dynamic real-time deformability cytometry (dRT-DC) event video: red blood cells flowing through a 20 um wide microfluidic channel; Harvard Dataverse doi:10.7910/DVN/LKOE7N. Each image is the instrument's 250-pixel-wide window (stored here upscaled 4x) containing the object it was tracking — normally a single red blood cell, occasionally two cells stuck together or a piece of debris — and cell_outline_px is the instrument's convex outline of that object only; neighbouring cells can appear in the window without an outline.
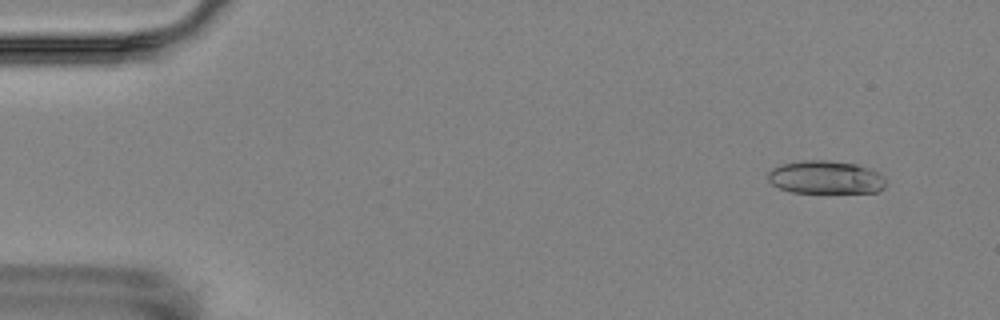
{"species": "Egyptian fruit bat (a non-hibernating species)", "species_latin": "Rousettus aegyptiacus", "temperature_condition": "room temperature", "stored_images_in_passage": 6, "camera_frame_rate_fps": 3000, "um_per_image_px": 0.085, "animal": {"sex": "female"}, "frame": {"image": 1, "passage_image": 2, "time_ms": 1.0, "image_size_px": [1000, 320], "cell_outline_px": [[884, 188], [876, 192], [792, 192], [780, 188], [772, 184], [768, 180], [768, 172], [772, 168], [784, 164], [800, 160], [828, 160], [856, 164], [872, 168], [884, 176]], "centroid_in_image_um": [70.19, 15.06], "position_along_channel_um": 14.8, "area_um2": 22.72}}
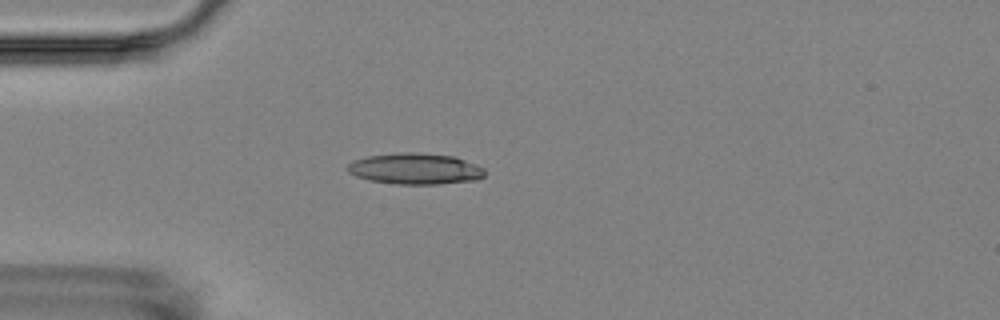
{"frame": {"image": 2, "passage_image": 5, "time_ms": 4.667, "image_size_px": [1000, 320], "cell_outline_px": [[484, 176], [476, 180], [440, 184], [396, 184], [372, 180], [356, 176], [348, 172], [348, 164], [352, 160], [368, 156], [400, 152], [412, 152], [452, 156], [464, 160], [484, 168]], "centroid_in_image_um": [35.28, 14.34], "position_along_channel_um": 49.7, "area_um2": 24.68}}